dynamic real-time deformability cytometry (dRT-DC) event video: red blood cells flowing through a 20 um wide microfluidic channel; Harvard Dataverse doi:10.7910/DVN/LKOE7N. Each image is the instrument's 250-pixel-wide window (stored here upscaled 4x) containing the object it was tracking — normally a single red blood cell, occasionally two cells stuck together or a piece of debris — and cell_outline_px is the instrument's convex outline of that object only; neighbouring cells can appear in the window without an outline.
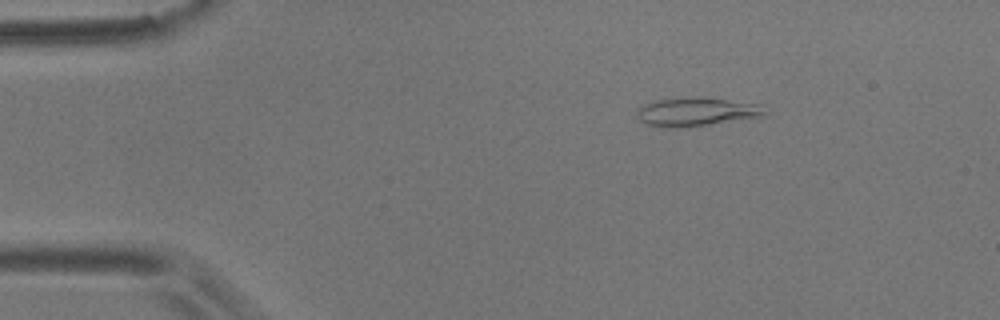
{"species": "common noctule bat (a hibernating species)", "species_latin": "Nyctalus noctula", "temperature_condition": "room temperature", "stored_images_in_passage": 4, "camera_frame_rate_fps": 3000, "um_per_image_px": 0.085, "animal": {"sex": "male", "body_mass_g": 17.9}, "frame": {"image": 1, "passage_image": 3, "time_ms": 0.667, "image_size_px": [1000, 320], "cell_outline_px": [[764, 116], [680, 128], [660, 128], [636, 120], [636, 112], [644, 104], [656, 100], [692, 96], [700, 96], [764, 104]], "centroid_in_image_um": [59.16, 9.49], "position_along_channel_um": 25.8, "area_um2": 21.68}}